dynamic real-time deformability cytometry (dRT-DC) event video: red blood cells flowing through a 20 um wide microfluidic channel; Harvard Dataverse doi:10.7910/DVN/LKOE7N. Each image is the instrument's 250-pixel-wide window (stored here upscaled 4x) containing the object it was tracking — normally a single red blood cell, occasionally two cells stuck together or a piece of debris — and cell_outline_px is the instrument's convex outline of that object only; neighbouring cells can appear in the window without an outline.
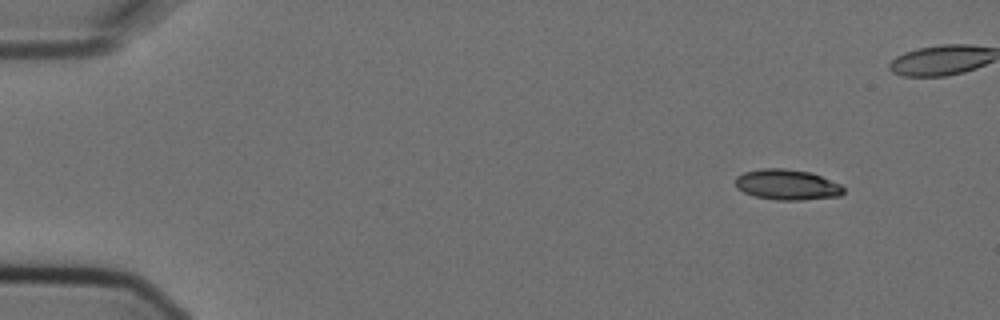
{"species": "Egyptian fruit bat (a non-hibernating species)", "species_latin": "Rousettus aegyptiacus", "temperature_condition": "cold", "stored_images_in_passage": 5, "camera_frame_rate_fps": 3000, "um_per_image_px": 0.085, "animal": {"sex": "female"}, "frame": {"image": 1, "passage_image": 1, "time_ms": 0.0, "image_size_px": [1000, 320], "cell_outline_px": [[844, 192], [840, 196], [800, 200], [776, 200], [756, 196], [744, 192], [736, 188], [736, 176], [744, 172], [760, 168], [784, 168], [808, 172], [820, 176], [840, 184], [844, 188]], "centroid_in_image_um": [66.88, 15.69], "position_along_channel_um": 18.1, "area_um2": 19.13}}